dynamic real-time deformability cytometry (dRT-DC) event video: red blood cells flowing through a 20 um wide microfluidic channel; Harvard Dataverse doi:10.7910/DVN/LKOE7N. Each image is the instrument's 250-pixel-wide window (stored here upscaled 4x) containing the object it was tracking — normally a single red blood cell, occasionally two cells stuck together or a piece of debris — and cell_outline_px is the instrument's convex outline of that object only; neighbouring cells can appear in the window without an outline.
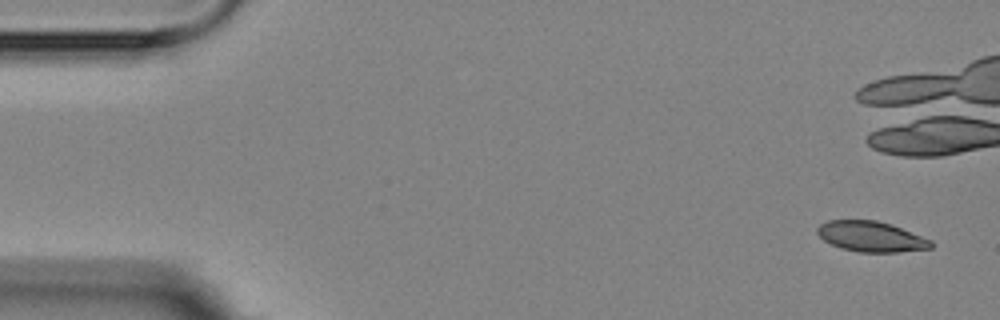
{"species": "Egyptian fruit bat (a non-hibernating species)", "species_latin": "Rousettus aegyptiacus", "temperature_condition": "room temperature", "stored_images_in_passage": 6, "segment_of_instrument_passage": [2, 2], "camera_frame_rate_fps": 3000, "um_per_image_px": 0.085, "animal": {"sex": "female"}, "frame": {"image": 1, "passage_image": 6, "time_ms": 6.0, "image_size_px": [1000, 320], "cell_outline_px": [[932, 248], [900, 252], [860, 252], [840, 248], [824, 240], [816, 232], [816, 228], [820, 224], [828, 220], [876, 220], [892, 224], [932, 240]], "centroid_in_image_um": [74.05, 20.1], "position_along_channel_um": 11.0, "area_um2": 20.23}}